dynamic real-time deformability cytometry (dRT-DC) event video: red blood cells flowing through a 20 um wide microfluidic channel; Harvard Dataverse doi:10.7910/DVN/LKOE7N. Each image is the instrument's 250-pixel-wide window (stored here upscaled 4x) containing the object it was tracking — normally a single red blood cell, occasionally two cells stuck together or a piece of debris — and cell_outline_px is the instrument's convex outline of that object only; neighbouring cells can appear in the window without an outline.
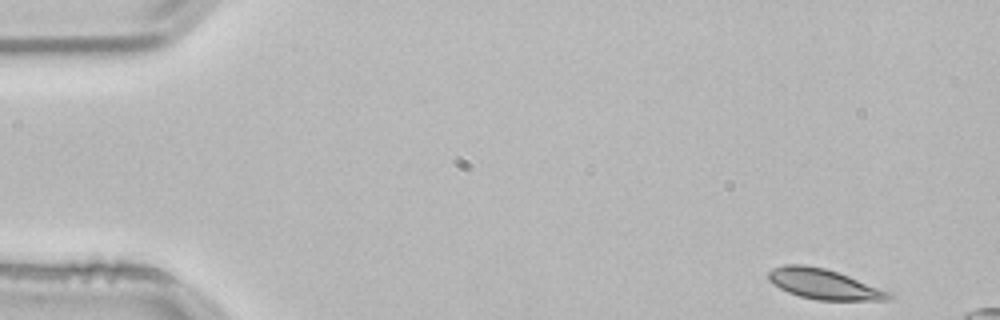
{"species": "common noctule bat (a hibernating species)", "species_latin": "Nyctalus noctula", "temperature_condition": "room temperature", "stored_images_in_passage": 9, "camera_frame_rate_fps": 3000, "um_per_image_px": 0.085, "animal": {"sex": "male", "body_mass_g": 21.5, "forearm_length_mm": 52.0}, "frame": {"image": 1, "passage_image": 1, "time_ms": 0.0, "image_size_px": [1000, 320], "cell_outline_px": [[892, 296], [888, 300], [816, 300], [800, 296], [788, 292], [772, 284], [768, 280], [768, 272], [772, 268], [784, 264], [804, 264], [824, 268], [848, 276], [892, 292]], "centroid_in_image_um": [70.0, 24.14], "position_along_channel_um": 15.0, "area_um2": 21.15}}